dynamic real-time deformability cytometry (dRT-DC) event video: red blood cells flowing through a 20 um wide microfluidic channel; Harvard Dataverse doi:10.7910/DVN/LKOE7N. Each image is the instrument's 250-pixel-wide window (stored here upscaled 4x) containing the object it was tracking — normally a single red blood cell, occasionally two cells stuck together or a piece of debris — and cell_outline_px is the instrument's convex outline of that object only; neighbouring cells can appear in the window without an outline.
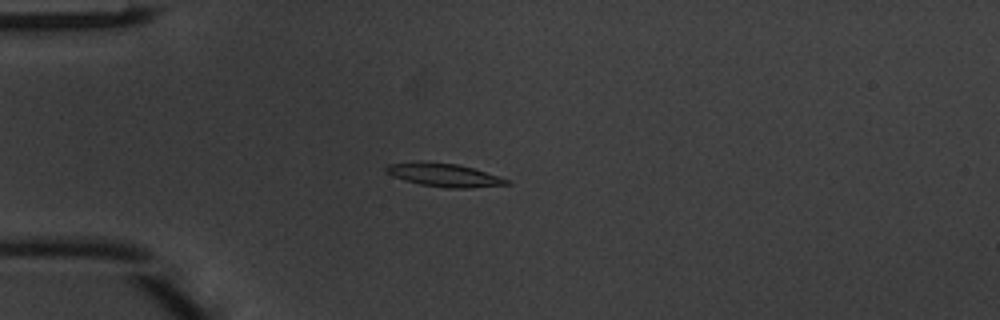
{"species": "common noctule bat (a hibernating species)", "species_latin": "Nyctalus noctula", "temperature_condition": "warm", "stored_images_in_passage": 42, "camera_frame_rate_fps": 3000, "um_per_image_px": 0.085, "animal": {"sex": "male", "body_mass_g": 20.1, "forearm_length_mm": 53.5}, "frame": {"image": 1, "passage_image": 6, "time_ms": 1.667, "image_size_px": [1000, 320], "cell_outline_px": [[512, 184], [468, 188], [448, 188], [420, 184], [404, 180], [392, 176], [384, 172], [384, 168], [388, 164], [416, 160], [424, 160], [456, 164], [472, 168], [512, 180]], "centroid_in_image_um": [37.7, 14.86], "position_along_channel_um": 47.3, "area_um2": 16.7}}
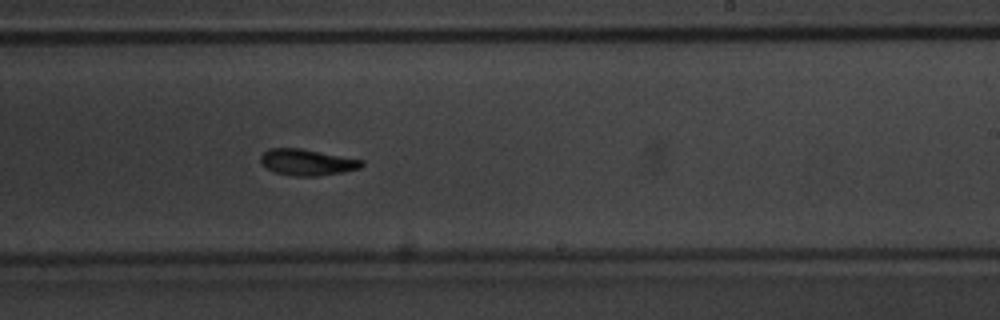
{"frame": {"image": 2, "passage_image": 23, "time_ms": 7.333, "image_size_px": [1000, 320], "cell_outline_px": [[364, 164], [360, 168], [344, 172], [316, 176], [292, 176], [276, 172], [268, 168], [260, 160], [260, 156], [268, 148], [300, 148], [364, 160]], "centroid_in_image_um": [26.13, 13.79], "position_along_channel_um": 262.9, "area_um2": 15.37}}
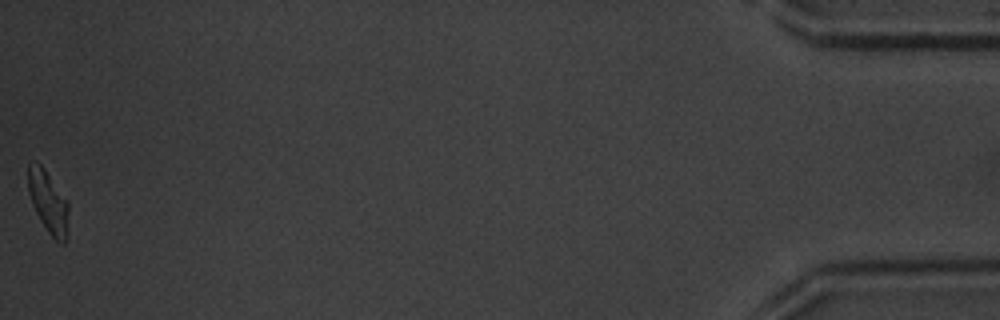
{"frame": {"image": 3, "passage_image": 42, "time_ms": 13.667, "image_size_px": [1000, 320], "cell_outline_px": [[68, 212], [64, 244], [60, 244], [48, 232], [40, 220], [32, 204], [28, 192], [28, 160], [36, 160], [44, 168], [68, 200]], "centroid_in_image_um": [4.07, 17.09], "position_along_channel_um": 431.1, "area_um2": 14.68}, "authors_computed_cell_mechanics": {"area_um2": 15.6638, "velocity_mm_per_s": 4.1207, "shape_relaxation_time_tau1_ms": 2.9636, "shape_relaxation_time_tau2_ms": 5.1541, "deformation_change_tau1": 0.1507, "deformation_change_tau2": 0.143}}